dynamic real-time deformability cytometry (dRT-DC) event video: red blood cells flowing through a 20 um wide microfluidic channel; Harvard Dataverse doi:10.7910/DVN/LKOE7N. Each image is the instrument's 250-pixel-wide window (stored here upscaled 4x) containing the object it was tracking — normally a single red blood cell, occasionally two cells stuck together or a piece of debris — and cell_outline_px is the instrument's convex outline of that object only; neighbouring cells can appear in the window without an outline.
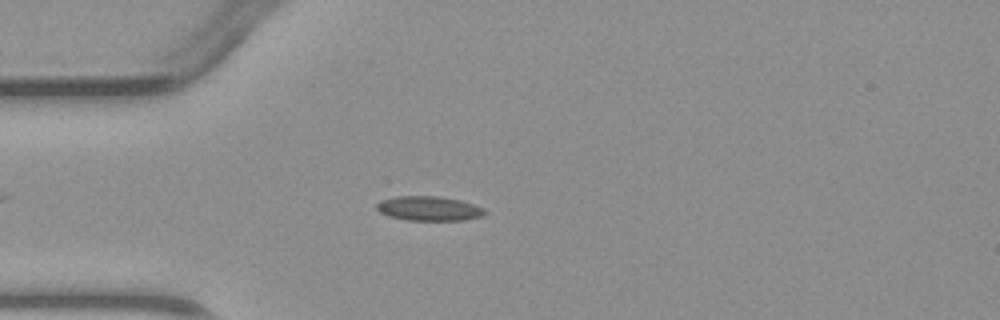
{"species": "common noctule bat (a hibernating species)", "species_latin": "Nyctalus noctula", "temperature_condition": "warm", "stored_images_in_passage": 4, "camera_frame_rate_fps": 3000, "um_per_image_px": 0.085, "animal": {"sex": "male", "body_mass_g": 23.1, "forearm_length_mm": 52.7}, "frame": {"image": 1, "passage_image": 4, "time_ms": 3.667, "image_size_px": [1000, 320], "cell_outline_px": [[488, 212], [480, 216], [464, 220], [408, 220], [392, 216], [380, 212], [376, 208], [376, 204], [380, 200], [396, 196], [440, 196], [460, 200], [484, 208]], "centroid_in_image_um": [36.46, 17.71], "position_along_channel_um": 48.5, "area_um2": 15.32}}